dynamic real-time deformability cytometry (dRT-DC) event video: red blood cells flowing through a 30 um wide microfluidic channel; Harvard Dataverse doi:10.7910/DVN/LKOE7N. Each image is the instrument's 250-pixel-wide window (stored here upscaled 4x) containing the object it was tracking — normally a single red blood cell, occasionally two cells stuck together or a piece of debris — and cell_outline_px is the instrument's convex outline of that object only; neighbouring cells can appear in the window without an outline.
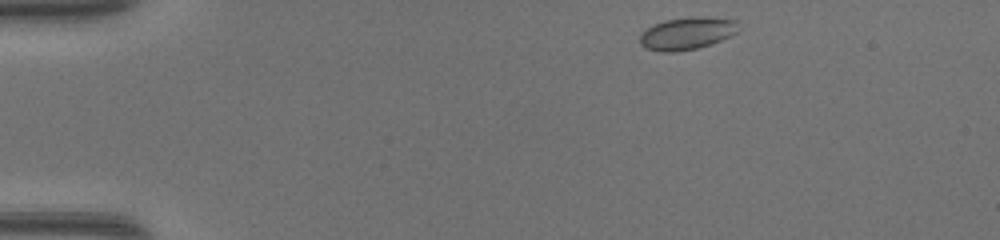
{"species": "common noctule bat (a hibernating species)", "species_latin": "Nyctalus noctula", "temperature_condition": "warm", "stored_images_in_passage": 41, "camera_frame_rate_fps": 3000, "um_per_image_px": 0.085, "animal": {"sex": "female", "body_mass_g": 17.0, "forearm_length_mm": 48.0}, "frame": {"image": 1, "passage_image": 1, "time_ms": 0.0, "image_size_px": [1000, 240], "cell_outline_px": [[736, 32], [720, 40], [696, 48], [672, 52], [664, 52], [648, 48], [640, 44], [640, 32], [664, 20], [692, 16], [696, 16], [736, 20]], "centroid_in_image_um": [58.34, 2.82], "position_along_channel_um": 26.7, "area_um2": 18.09}}
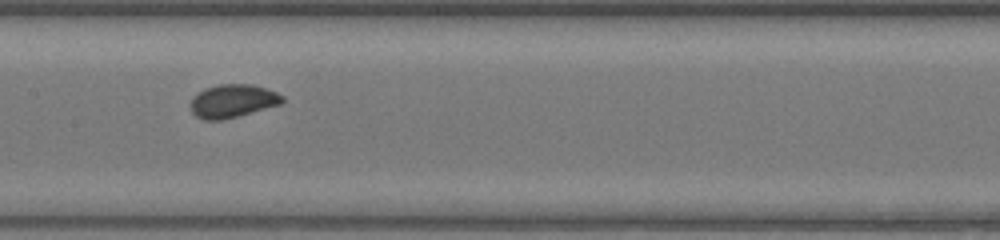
{"frame": {"image": 2, "passage_image": 18, "time_ms": 5.667, "image_size_px": [1000, 240], "cell_outline_px": [[284, 100], [280, 104], [236, 116], [220, 120], [204, 120], [196, 116], [192, 112], [192, 100], [204, 88], [220, 84], [252, 84], [276, 92], [284, 96]], "centroid_in_image_um": [19.79, 8.57], "position_along_channel_um": 187.6, "area_um2": 17.34}}
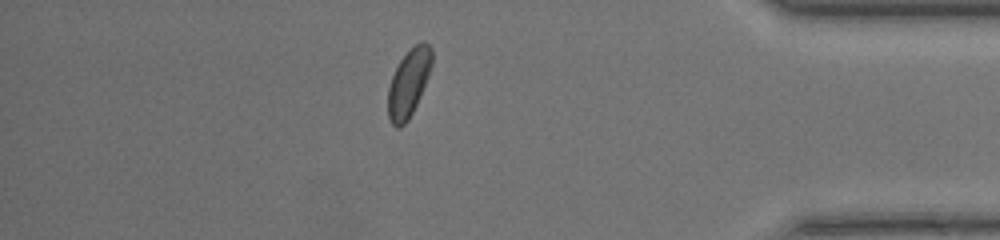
{"frame": {"image": 3, "passage_image": 35, "time_ms": 11.333, "image_size_px": [1000, 240], "cell_outline_px": [[432, 64], [428, 76], [420, 96], [408, 120], [400, 128], [396, 128], [392, 124], [388, 116], [388, 88], [392, 76], [400, 60], [420, 40], [424, 40], [432, 48]], "centroid_in_image_um": [34.74, 7.05], "position_along_channel_um": 400.5, "area_um2": 17.11}, "authors_computed_cell_mechanics": {"area_um2": 17.3978, "velocity_mm_per_s": 4.3469, "shape_relaxation_time_tau1_ms": 2.0265, "shape_relaxation_time_tau2_ms": null, "deformation_change_tau1": 0.082, "deformation_change_tau2": null}}